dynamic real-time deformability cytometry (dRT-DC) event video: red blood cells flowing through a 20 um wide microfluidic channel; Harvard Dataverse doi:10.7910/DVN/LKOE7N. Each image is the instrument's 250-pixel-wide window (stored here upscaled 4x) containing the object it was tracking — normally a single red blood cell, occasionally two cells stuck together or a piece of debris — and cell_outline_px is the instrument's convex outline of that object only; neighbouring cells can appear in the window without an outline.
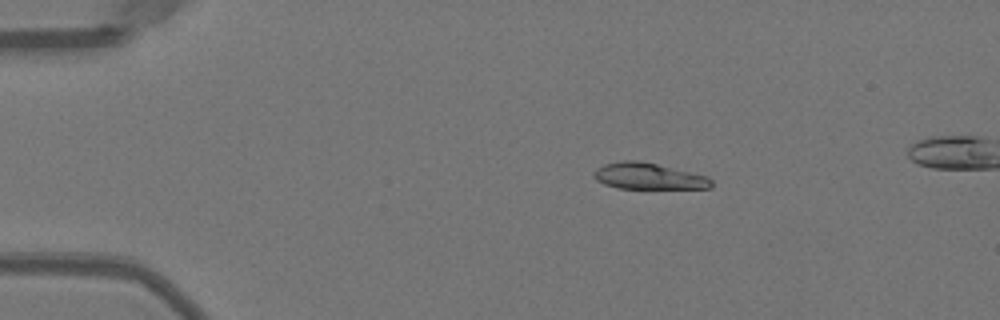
{"species": "Egyptian fruit bat (a non-hibernating species)", "species_latin": "Rousettus aegyptiacus", "temperature_condition": "warm", "stored_images_in_passage": 41, "camera_frame_rate_fps": 3000, "um_per_image_px": 0.085, "animal": {"sex": "female"}, "frame": {"image": 1, "passage_image": 1, "time_ms": 0.0, "image_size_px": [1000, 320], "cell_outline_px": [[712, 188], [616, 188], [604, 184], [596, 180], [592, 176], [592, 172], [596, 168], [604, 164], [620, 160], [636, 160], [656, 164], [708, 176], [712, 180]], "centroid_in_image_um": [55.07, 14.97], "position_along_channel_um": 29.9, "area_um2": 18.03}}
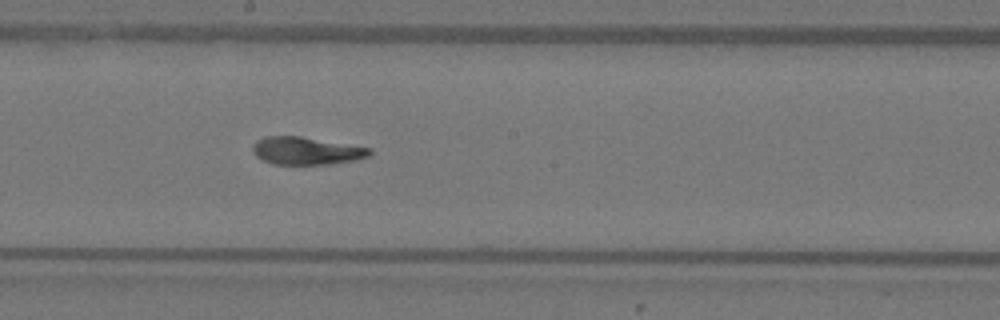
{"frame": {"image": 2, "passage_image": 20, "time_ms": 6.333, "image_size_px": [1000, 320], "cell_outline_px": [[372, 152], [368, 156], [356, 160], [328, 164], [272, 164], [256, 156], [252, 152], [252, 148], [256, 140], [264, 136], [300, 136], [372, 148]], "centroid_in_image_um": [26.03, 12.81], "position_along_channel_um": 222.2, "area_um2": 18.84}}
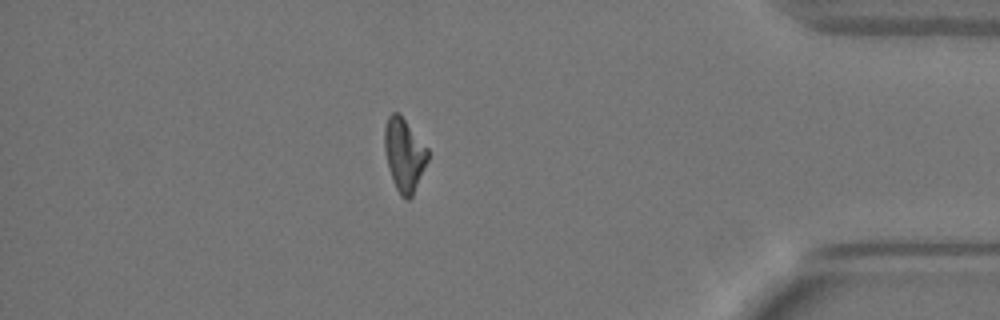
{"frame": {"image": 3, "passage_image": 36, "time_ms": 11.667, "image_size_px": [1000, 320], "cell_outline_px": [[428, 160], [412, 196], [408, 200], [404, 200], [400, 196], [392, 180], [384, 148], [384, 128], [388, 116], [392, 112], [396, 112], [404, 120], [428, 148]], "centroid_in_image_um": [34.35, 13.18], "position_along_channel_um": 400.9, "area_um2": 18.15}}